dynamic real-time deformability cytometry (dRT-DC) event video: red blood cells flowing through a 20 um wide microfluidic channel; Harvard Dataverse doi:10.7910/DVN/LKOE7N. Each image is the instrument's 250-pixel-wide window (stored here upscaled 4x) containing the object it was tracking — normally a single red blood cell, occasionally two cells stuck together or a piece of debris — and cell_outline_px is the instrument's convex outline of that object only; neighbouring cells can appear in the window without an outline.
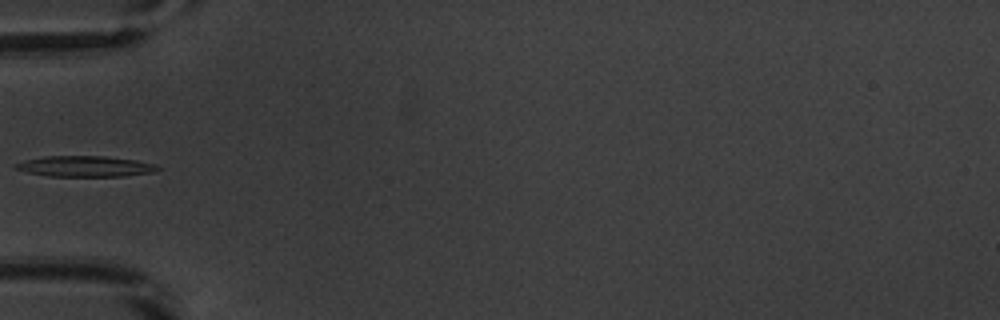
{"species": "common noctule bat (a hibernating species)", "species_latin": "Nyctalus noctula", "temperature_condition": "warm", "stored_images_in_passage": 34, "camera_frame_rate_fps": 3000, "um_per_image_px": 0.085, "animal": {"sex": "male", "body_mass_g": 20.1, "forearm_length_mm": 53.5}, "frame": {"image": 1, "passage_image": 1, "time_ms": 0.0, "image_size_px": [1000, 320], "cell_outline_px": [[160, 168], [156, 172], [124, 176], [48, 176], [28, 172], [12, 168], [16, 164], [24, 160], [44, 156], [104, 156], [136, 160], [156, 164]], "centroid_in_image_um": [7.26, 14.14], "position_along_channel_um": 77.7, "area_um2": 17.22}}